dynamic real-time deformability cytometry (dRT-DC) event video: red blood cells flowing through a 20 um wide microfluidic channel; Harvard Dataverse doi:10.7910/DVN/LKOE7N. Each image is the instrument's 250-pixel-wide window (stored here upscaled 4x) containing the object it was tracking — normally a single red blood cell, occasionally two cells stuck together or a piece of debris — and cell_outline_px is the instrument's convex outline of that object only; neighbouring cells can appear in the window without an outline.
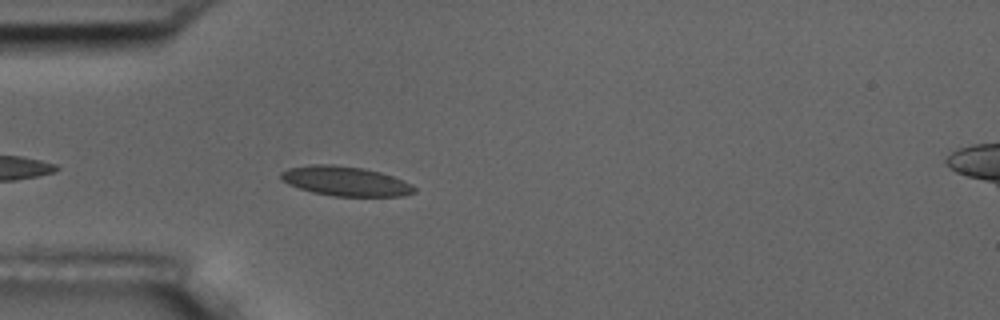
{"species": "common noctule bat (a hibernating species)", "species_latin": "Nyctalus noctula", "temperature_condition": "room temperature", "stored_images_in_passage": 29, "camera_frame_rate_fps": 3000, "um_per_image_px": 0.085, "animal": {"sex": "male", "body_mass_g": 17.5, "forearm_length_mm": 52.3}, "frame": {"image": 1, "passage_image": 1, "time_ms": 0.0, "image_size_px": [1000, 320], "cell_outline_px": [[416, 192], [404, 196], [336, 196], [312, 192], [288, 184], [280, 180], [280, 172], [288, 168], [312, 164], [332, 164], [364, 168], [380, 172], [392, 176], [412, 184], [416, 188]], "centroid_in_image_um": [29.35, 15.39], "position_along_channel_um": 55.6, "area_um2": 23.06}}
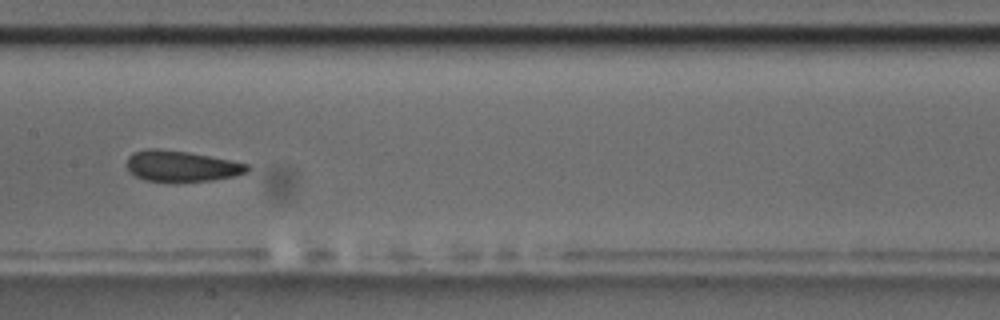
{"frame": {"image": 2, "passage_image": 13, "time_ms": 4.0, "image_size_px": [1000, 320], "cell_outline_px": [[252, 168], [248, 172], [236, 176], [212, 180], [176, 184], [168, 184], [144, 180], [136, 176], [128, 168], [128, 156], [132, 152], [148, 148], [156, 148], [188, 152], [248, 164]], "centroid_in_image_um": [15.42, 14.16], "position_along_channel_um": 192.0, "area_um2": 22.31}, "authors_computed_cell_mechanics": {"area_um2": 18.496, "velocity_mm_per_s": 3.5716, "shape_relaxation_time_tau1_ms": 11.022, "shape_relaxation_time_tau2_ms": null, "deformation_change_tau1": 0.193, "deformation_change_tau2": null}}